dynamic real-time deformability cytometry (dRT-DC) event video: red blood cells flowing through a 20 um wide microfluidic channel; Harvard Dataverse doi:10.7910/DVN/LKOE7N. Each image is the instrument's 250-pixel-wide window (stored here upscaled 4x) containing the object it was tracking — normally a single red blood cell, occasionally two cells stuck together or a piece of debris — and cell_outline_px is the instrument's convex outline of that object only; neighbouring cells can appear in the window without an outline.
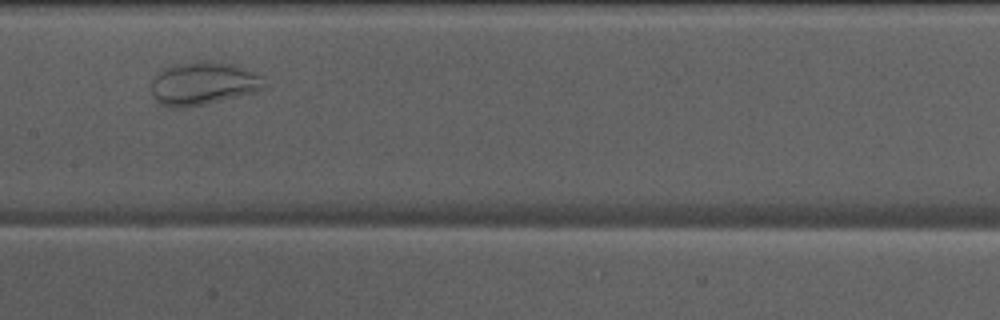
{"species": "Egyptian fruit bat (a non-hibernating species)", "species_latin": "Rousettus aegyptiacus", "temperature_condition": "warm", "stored_images_in_passage": 29, "camera_frame_rate_fps": 3000, "um_per_image_px": 0.085, "animal": {"sex": "male"}, "frame": {"image": 1, "passage_image": 13, "time_ms": 4.0, "image_size_px": [1000, 320], "cell_outline_px": [[268, 88], [256, 92], [204, 104], [180, 108], [168, 108], [156, 104], [152, 96], [152, 80], [156, 72], [160, 68], [176, 64], [196, 60], [212, 60], [236, 64], [256, 72], [264, 76], [268, 84]], "centroid_in_image_um": [17.29, 7.07], "position_along_channel_um": 190.1, "area_um2": 29.54}}
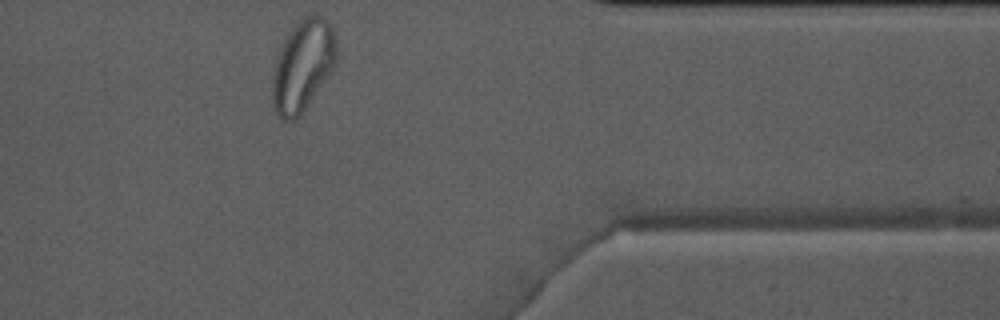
{"frame": {"image": 2, "passage_image": 29, "time_ms": 9.333, "image_size_px": [1000, 320], "cell_outline_px": [[336, 64], [328, 76], [300, 116], [292, 120], [280, 120], [272, 104], [272, 76], [276, 60], [280, 48], [284, 40], [292, 28], [304, 16], [312, 12], [324, 16], [332, 24], [336, 36]], "centroid_in_image_um": [25.75, 5.54], "position_along_channel_um": 385.7, "area_um2": 34.45}}